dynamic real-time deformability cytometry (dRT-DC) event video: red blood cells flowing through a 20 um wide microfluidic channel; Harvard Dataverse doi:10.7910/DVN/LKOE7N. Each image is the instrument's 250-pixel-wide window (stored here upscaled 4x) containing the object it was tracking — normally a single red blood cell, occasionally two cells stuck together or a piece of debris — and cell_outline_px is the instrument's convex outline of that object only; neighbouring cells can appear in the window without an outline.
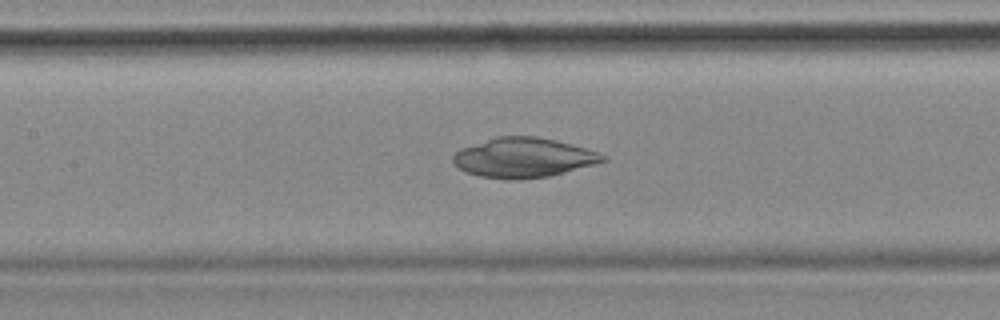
{"species": "common noctule bat (a hibernating species)", "species_latin": "Nyctalus noctula", "temperature_condition": "cold", "stored_images_in_passage": 55, "camera_frame_rate_fps": 3000, "um_per_image_px": 0.085, "animal": {"sex": "female", "body_mass_g": 18.4}, "frame": {"image": 1, "passage_image": 24, "time_ms": 7.667, "image_size_px": [1000, 320], "cell_outline_px": [[608, 160], [596, 164], [548, 176], [480, 176], [468, 172], [460, 168], [452, 160], [452, 156], [460, 148], [496, 136], [536, 136], [584, 148], [608, 156]], "centroid_in_image_um": [44.51, 13.35], "position_along_channel_um": 162.9, "area_um2": 33.23}}